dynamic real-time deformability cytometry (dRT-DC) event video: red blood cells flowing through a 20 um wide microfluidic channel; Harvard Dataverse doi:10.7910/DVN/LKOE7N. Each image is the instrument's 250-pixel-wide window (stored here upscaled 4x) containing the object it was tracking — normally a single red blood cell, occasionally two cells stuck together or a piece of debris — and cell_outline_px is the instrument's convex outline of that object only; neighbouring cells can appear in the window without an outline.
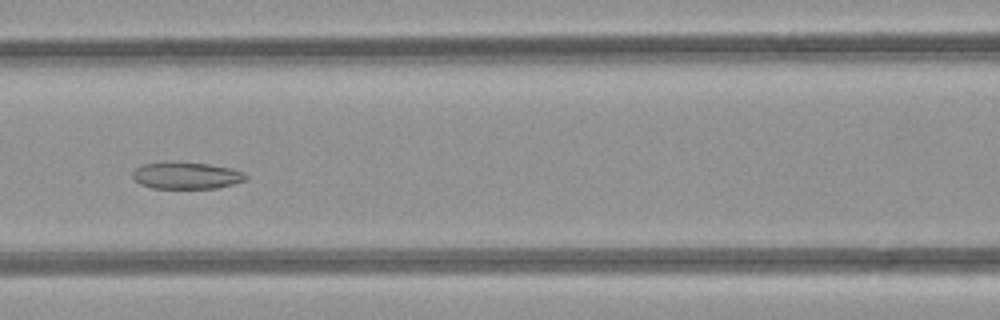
{"species": "common noctule bat (a hibernating species)", "species_latin": "Nyctalus noctula", "temperature_condition": "room temperature", "stored_images_in_passage": 49, "camera_frame_rate_fps": 3000, "um_per_image_px": 0.085, "animal": {"sex": "female", "body_mass_g": 21.9}, "frame": {"image": 1, "passage_image": 21, "time_ms": 6.667, "image_size_px": [1000, 320], "cell_outline_px": [[248, 180], [216, 188], [152, 188], [140, 184], [132, 176], [132, 172], [140, 164], [164, 160], [176, 160], [208, 164], [232, 168], [244, 172], [248, 176]], "centroid_in_image_um": [15.82, 14.88], "position_along_channel_um": 150.8, "area_um2": 18.32}}
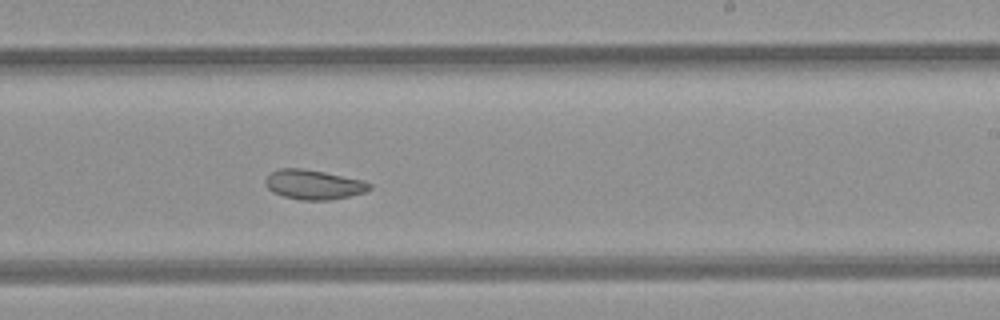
{"frame": {"image": 2, "passage_image": 29, "time_ms": 9.333, "image_size_px": [1000, 320], "cell_outline_px": [[372, 188], [364, 192], [348, 196], [328, 200], [300, 200], [284, 196], [272, 192], [264, 184], [264, 180], [272, 172], [280, 168], [300, 168], [324, 172], [364, 180], [372, 184]], "centroid_in_image_um": [26.65, 15.69], "position_along_channel_um": 262.3, "area_um2": 17.92}}
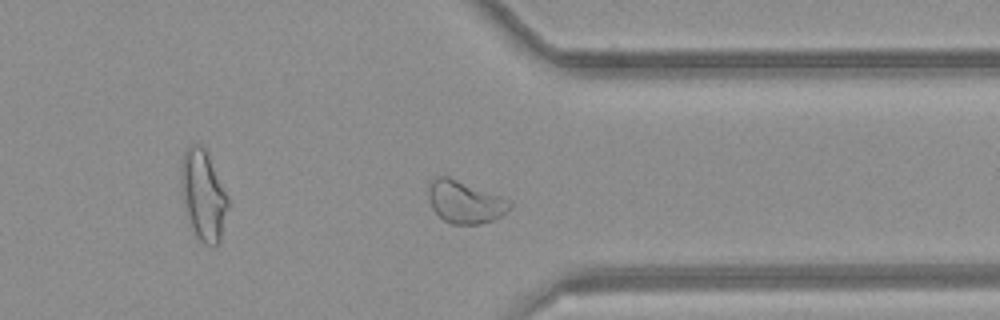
{"frame": {"image": 3, "passage_image": 37, "time_ms": 12.0, "image_size_px": [1000, 320], "cell_outline_px": [[512, 204], [500, 216], [492, 220], [480, 224], [452, 224], [444, 220], [432, 208], [428, 196], [428, 180], [436, 176], [448, 176], [500, 196], [508, 200]], "centroid_in_image_um": [39.45, 17.15], "position_along_channel_um": 371.9, "area_um2": 19.88}, "authors_computed_cell_mechanics": {"area_um2": 22.3108, "velocity_mm_per_s": 4.1949, "shape_relaxation_time_tau1_ms": null, "shape_relaxation_time_tau2_ms": 3.7692, "deformation_change_tau1": null, "deformation_change_tau2": 0.083}}